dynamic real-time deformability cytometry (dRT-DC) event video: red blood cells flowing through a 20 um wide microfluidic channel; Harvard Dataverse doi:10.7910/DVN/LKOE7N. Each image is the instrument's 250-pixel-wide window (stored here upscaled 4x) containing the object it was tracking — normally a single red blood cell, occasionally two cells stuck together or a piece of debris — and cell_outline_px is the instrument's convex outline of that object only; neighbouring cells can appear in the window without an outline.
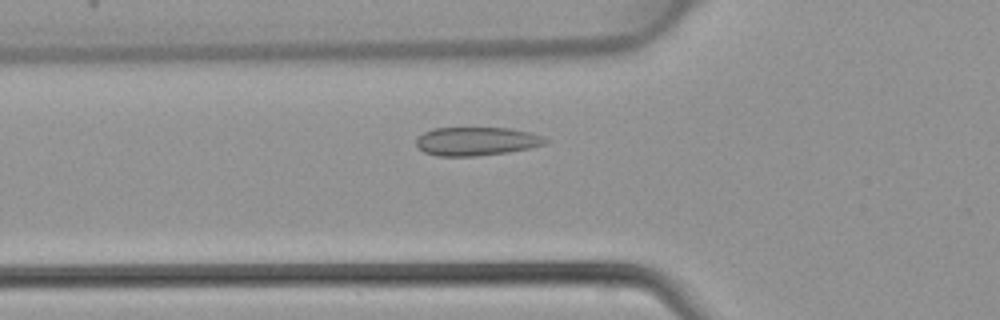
{"species": "common noctule bat (a hibernating species)", "species_latin": "Nyctalus noctula", "temperature_condition": "warm", "stored_images_in_passage": 3, "camera_frame_rate_fps": 3000, "um_per_image_px": 0.085, "animal": {"sex": "female", "body_mass_g": 22.7, "forearm_length_mm": 54.2}, "frame": {"image": 1, "passage_image": 3, "time_ms": 0.667, "image_size_px": [1000, 320], "cell_outline_px": [[548, 140], [544, 144], [528, 148], [508, 152], [476, 156], [436, 156], [424, 152], [416, 144], [416, 140], [424, 132], [432, 128], [508, 128], [528, 132], [540, 136]], "centroid_in_image_um": [40.45, 12.01], "position_along_channel_um": 85.3, "area_um2": 21.21}}